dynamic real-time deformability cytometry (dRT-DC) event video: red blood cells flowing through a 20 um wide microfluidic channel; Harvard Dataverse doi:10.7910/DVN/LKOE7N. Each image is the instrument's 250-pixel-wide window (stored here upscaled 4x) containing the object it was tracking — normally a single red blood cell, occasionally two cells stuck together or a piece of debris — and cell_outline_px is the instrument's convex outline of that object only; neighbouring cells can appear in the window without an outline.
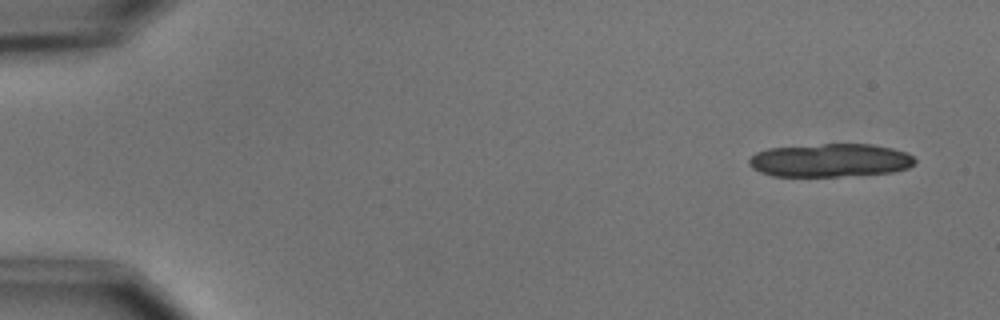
{"species": "common noctule bat (a hibernating species)", "species_latin": "Nyctalus noctula", "temperature_condition": "cold", "stored_images_in_passage": 5, "camera_frame_rate_fps": 3000, "um_per_image_px": 0.085, "animal": {"sex": "male", "body_mass_g": 15.6}, "frame": {"image": 1, "passage_image": 1, "time_ms": 0.0, "image_size_px": [1000, 320], "cell_outline_px": [[916, 160], [908, 168], [892, 172], [836, 176], [772, 176], [760, 172], [752, 168], [748, 164], [748, 160], [756, 152], [768, 148], [820, 144], [872, 144], [892, 148], [904, 152], [912, 156]], "centroid_in_image_um": [70.52, 13.62], "position_along_channel_um": 14.5, "area_um2": 32.08}}